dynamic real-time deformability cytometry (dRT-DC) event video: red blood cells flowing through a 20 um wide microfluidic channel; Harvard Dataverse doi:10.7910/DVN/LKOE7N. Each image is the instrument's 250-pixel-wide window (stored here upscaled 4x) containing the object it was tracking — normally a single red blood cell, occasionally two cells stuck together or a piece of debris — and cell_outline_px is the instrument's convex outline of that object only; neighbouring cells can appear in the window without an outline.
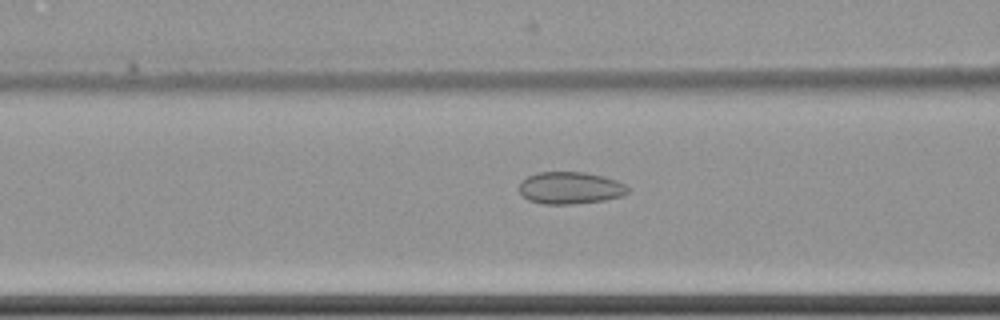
{"species": "common noctule bat (a hibernating species)", "species_latin": "Nyctalus noctula", "temperature_condition": "cold", "stored_images_in_passage": 61, "camera_frame_rate_fps": 3000, "um_per_image_px": 0.085, "animal": {"sex": "female", "body_mass_g": 22.7, "forearm_length_mm": 54.2}, "frame": {"image": 1, "passage_image": 26, "time_ms": 8.333, "image_size_px": [1000, 320], "cell_outline_px": [[628, 192], [624, 196], [604, 200], [572, 204], [544, 204], [528, 200], [520, 192], [520, 180], [536, 172], [584, 172], [604, 176], [616, 180], [624, 184], [628, 188]], "centroid_in_image_um": [48.47, 15.97], "position_along_channel_um": 118.1, "area_um2": 20.4}}
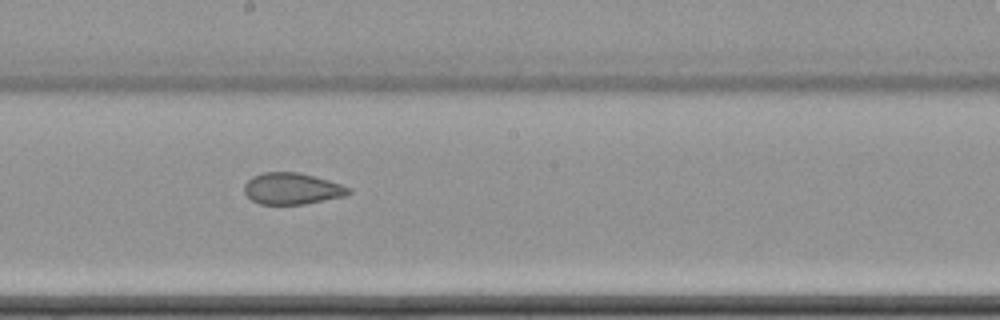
{"frame": {"image": 2, "passage_image": 35, "time_ms": 11.333, "image_size_px": [1000, 320], "cell_outline_px": [[352, 192], [344, 196], [304, 204], [260, 204], [252, 200], [244, 192], [244, 184], [252, 176], [264, 172], [300, 172], [328, 180], [352, 188]], "centroid_in_image_um": [24.82, 16.03], "position_along_channel_um": 223.4, "area_um2": 19.13}}
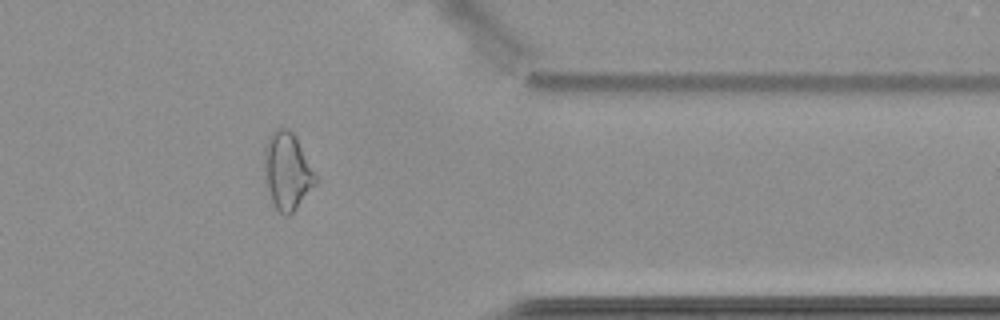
{"frame": {"image": 3, "passage_image": 50, "time_ms": 16.333, "image_size_px": [1000, 320], "cell_outline_px": [[316, 184], [296, 208], [288, 216], [284, 216], [276, 208], [272, 200], [264, 180], [264, 148], [272, 132], [276, 128], [288, 128], [296, 136], [316, 176]], "centroid_in_image_um": [24.39, 14.53], "position_along_channel_um": 387.0, "area_um2": 22.83}, "authors_computed_cell_mechanics": {"area_um2": 24.5072, "velocity_mm_per_s": 3.5085, "shape_relaxation_time_tau1_ms": null, "shape_relaxation_time_tau2_ms": 2.2369, "deformation_change_tau1": null, "deformation_change_tau2": 0.0696}}